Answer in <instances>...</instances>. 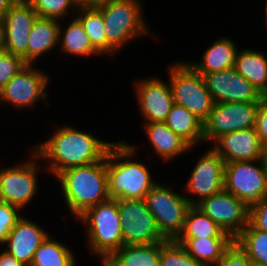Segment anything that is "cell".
Here are the masks:
<instances>
[{"label":"cell","mask_w":267,"mask_h":266,"mask_svg":"<svg viewBox=\"0 0 267 266\" xmlns=\"http://www.w3.org/2000/svg\"><path fill=\"white\" fill-rule=\"evenodd\" d=\"M169 85L175 104L184 106L204 122L214 106L204 76L187 62H176L168 67Z\"/></svg>","instance_id":"6"},{"label":"cell","mask_w":267,"mask_h":266,"mask_svg":"<svg viewBox=\"0 0 267 266\" xmlns=\"http://www.w3.org/2000/svg\"><path fill=\"white\" fill-rule=\"evenodd\" d=\"M235 70L267 97V57L262 51L243 49L237 52Z\"/></svg>","instance_id":"24"},{"label":"cell","mask_w":267,"mask_h":266,"mask_svg":"<svg viewBox=\"0 0 267 266\" xmlns=\"http://www.w3.org/2000/svg\"><path fill=\"white\" fill-rule=\"evenodd\" d=\"M258 102H218L203 122L204 141H215L220 136L237 130L255 128Z\"/></svg>","instance_id":"10"},{"label":"cell","mask_w":267,"mask_h":266,"mask_svg":"<svg viewBox=\"0 0 267 266\" xmlns=\"http://www.w3.org/2000/svg\"><path fill=\"white\" fill-rule=\"evenodd\" d=\"M185 250L201 265L216 266L224 252L234 242L233 238L176 239Z\"/></svg>","instance_id":"25"},{"label":"cell","mask_w":267,"mask_h":266,"mask_svg":"<svg viewBox=\"0 0 267 266\" xmlns=\"http://www.w3.org/2000/svg\"><path fill=\"white\" fill-rule=\"evenodd\" d=\"M164 122L191 147L204 142L203 122L184 106L174 103Z\"/></svg>","instance_id":"26"},{"label":"cell","mask_w":267,"mask_h":266,"mask_svg":"<svg viewBox=\"0 0 267 266\" xmlns=\"http://www.w3.org/2000/svg\"><path fill=\"white\" fill-rule=\"evenodd\" d=\"M17 0H0V22L4 18L6 12Z\"/></svg>","instance_id":"40"},{"label":"cell","mask_w":267,"mask_h":266,"mask_svg":"<svg viewBox=\"0 0 267 266\" xmlns=\"http://www.w3.org/2000/svg\"><path fill=\"white\" fill-rule=\"evenodd\" d=\"M161 242L145 245H124L101 266H159Z\"/></svg>","instance_id":"23"},{"label":"cell","mask_w":267,"mask_h":266,"mask_svg":"<svg viewBox=\"0 0 267 266\" xmlns=\"http://www.w3.org/2000/svg\"><path fill=\"white\" fill-rule=\"evenodd\" d=\"M25 65L21 57L2 49L0 51V90Z\"/></svg>","instance_id":"34"},{"label":"cell","mask_w":267,"mask_h":266,"mask_svg":"<svg viewBox=\"0 0 267 266\" xmlns=\"http://www.w3.org/2000/svg\"><path fill=\"white\" fill-rule=\"evenodd\" d=\"M144 199L161 234L167 240H176L184 229L186 213L191 207L186 196L157 182Z\"/></svg>","instance_id":"7"},{"label":"cell","mask_w":267,"mask_h":266,"mask_svg":"<svg viewBox=\"0 0 267 266\" xmlns=\"http://www.w3.org/2000/svg\"><path fill=\"white\" fill-rule=\"evenodd\" d=\"M60 22L56 19L37 18L29 33L27 64L34 62L45 52L52 51L59 45Z\"/></svg>","instance_id":"22"},{"label":"cell","mask_w":267,"mask_h":266,"mask_svg":"<svg viewBox=\"0 0 267 266\" xmlns=\"http://www.w3.org/2000/svg\"><path fill=\"white\" fill-rule=\"evenodd\" d=\"M0 266H25V265L4 250L2 253H0Z\"/></svg>","instance_id":"39"},{"label":"cell","mask_w":267,"mask_h":266,"mask_svg":"<svg viewBox=\"0 0 267 266\" xmlns=\"http://www.w3.org/2000/svg\"><path fill=\"white\" fill-rule=\"evenodd\" d=\"M39 18L59 20L65 17L71 8L77 10V0H27ZM69 10V11H68Z\"/></svg>","instance_id":"33"},{"label":"cell","mask_w":267,"mask_h":266,"mask_svg":"<svg viewBox=\"0 0 267 266\" xmlns=\"http://www.w3.org/2000/svg\"><path fill=\"white\" fill-rule=\"evenodd\" d=\"M30 266H76L73 251L49 237L35 251Z\"/></svg>","instance_id":"30"},{"label":"cell","mask_w":267,"mask_h":266,"mask_svg":"<svg viewBox=\"0 0 267 266\" xmlns=\"http://www.w3.org/2000/svg\"><path fill=\"white\" fill-rule=\"evenodd\" d=\"M249 223L254 228L267 232V197L249 209Z\"/></svg>","instance_id":"37"},{"label":"cell","mask_w":267,"mask_h":266,"mask_svg":"<svg viewBox=\"0 0 267 266\" xmlns=\"http://www.w3.org/2000/svg\"><path fill=\"white\" fill-rule=\"evenodd\" d=\"M224 189L242 200L249 209L267 197V171L262 158L225 163Z\"/></svg>","instance_id":"8"},{"label":"cell","mask_w":267,"mask_h":266,"mask_svg":"<svg viewBox=\"0 0 267 266\" xmlns=\"http://www.w3.org/2000/svg\"><path fill=\"white\" fill-rule=\"evenodd\" d=\"M250 264L248 255L233 242L216 266H250Z\"/></svg>","instance_id":"36"},{"label":"cell","mask_w":267,"mask_h":266,"mask_svg":"<svg viewBox=\"0 0 267 266\" xmlns=\"http://www.w3.org/2000/svg\"><path fill=\"white\" fill-rule=\"evenodd\" d=\"M79 5H83V0H77Z\"/></svg>","instance_id":"45"},{"label":"cell","mask_w":267,"mask_h":266,"mask_svg":"<svg viewBox=\"0 0 267 266\" xmlns=\"http://www.w3.org/2000/svg\"><path fill=\"white\" fill-rule=\"evenodd\" d=\"M135 146L126 141L113 143L106 153L108 192L111 199H144L157 183L147 166L137 161Z\"/></svg>","instance_id":"2"},{"label":"cell","mask_w":267,"mask_h":266,"mask_svg":"<svg viewBox=\"0 0 267 266\" xmlns=\"http://www.w3.org/2000/svg\"><path fill=\"white\" fill-rule=\"evenodd\" d=\"M62 189V198L76 218L88 208L110 199L106 171V155L90 165L75 166L56 176Z\"/></svg>","instance_id":"3"},{"label":"cell","mask_w":267,"mask_h":266,"mask_svg":"<svg viewBox=\"0 0 267 266\" xmlns=\"http://www.w3.org/2000/svg\"><path fill=\"white\" fill-rule=\"evenodd\" d=\"M250 266H267V265H264V264H261V263H258V262H252L251 261Z\"/></svg>","instance_id":"44"},{"label":"cell","mask_w":267,"mask_h":266,"mask_svg":"<svg viewBox=\"0 0 267 266\" xmlns=\"http://www.w3.org/2000/svg\"><path fill=\"white\" fill-rule=\"evenodd\" d=\"M239 50L234 42L227 38H219L211 46L206 48L201 62L187 63L199 74L204 76L208 73L227 70L235 66L236 55Z\"/></svg>","instance_id":"21"},{"label":"cell","mask_w":267,"mask_h":266,"mask_svg":"<svg viewBox=\"0 0 267 266\" xmlns=\"http://www.w3.org/2000/svg\"><path fill=\"white\" fill-rule=\"evenodd\" d=\"M49 75L37 70L33 64H26L0 90V103H10L15 108L33 107L37 100H45L48 94Z\"/></svg>","instance_id":"13"},{"label":"cell","mask_w":267,"mask_h":266,"mask_svg":"<svg viewBox=\"0 0 267 266\" xmlns=\"http://www.w3.org/2000/svg\"><path fill=\"white\" fill-rule=\"evenodd\" d=\"M59 27V37L61 40V51L71 55L90 56L100 55L92 46L89 36L86 34L81 22L74 17L67 28L63 31ZM63 32V33H62Z\"/></svg>","instance_id":"29"},{"label":"cell","mask_w":267,"mask_h":266,"mask_svg":"<svg viewBox=\"0 0 267 266\" xmlns=\"http://www.w3.org/2000/svg\"><path fill=\"white\" fill-rule=\"evenodd\" d=\"M224 164L222 157L212 147L201 155L185 185L187 193L199 197L197 200L195 197H186L191 206L224 189Z\"/></svg>","instance_id":"14"},{"label":"cell","mask_w":267,"mask_h":266,"mask_svg":"<svg viewBox=\"0 0 267 266\" xmlns=\"http://www.w3.org/2000/svg\"><path fill=\"white\" fill-rule=\"evenodd\" d=\"M147 138L155 154L163 161H170L192 148L184 139L174 133L165 122L144 123Z\"/></svg>","instance_id":"20"},{"label":"cell","mask_w":267,"mask_h":266,"mask_svg":"<svg viewBox=\"0 0 267 266\" xmlns=\"http://www.w3.org/2000/svg\"><path fill=\"white\" fill-rule=\"evenodd\" d=\"M77 219L87 226L88 246L102 261L124 246L117 199L98 203Z\"/></svg>","instance_id":"4"},{"label":"cell","mask_w":267,"mask_h":266,"mask_svg":"<svg viewBox=\"0 0 267 266\" xmlns=\"http://www.w3.org/2000/svg\"><path fill=\"white\" fill-rule=\"evenodd\" d=\"M17 166L0 169V195L2 201L24 209L38 192L37 154Z\"/></svg>","instance_id":"11"},{"label":"cell","mask_w":267,"mask_h":266,"mask_svg":"<svg viewBox=\"0 0 267 266\" xmlns=\"http://www.w3.org/2000/svg\"><path fill=\"white\" fill-rule=\"evenodd\" d=\"M77 11L76 18L89 36L93 48L101 55H114L116 51L107 43L102 12L95 5H79Z\"/></svg>","instance_id":"27"},{"label":"cell","mask_w":267,"mask_h":266,"mask_svg":"<svg viewBox=\"0 0 267 266\" xmlns=\"http://www.w3.org/2000/svg\"><path fill=\"white\" fill-rule=\"evenodd\" d=\"M135 88L145 123L164 122L174 104L169 83L156 77L145 78L139 80Z\"/></svg>","instance_id":"17"},{"label":"cell","mask_w":267,"mask_h":266,"mask_svg":"<svg viewBox=\"0 0 267 266\" xmlns=\"http://www.w3.org/2000/svg\"><path fill=\"white\" fill-rule=\"evenodd\" d=\"M37 18L27 0H17L1 21L3 49L21 57L26 64L29 33Z\"/></svg>","instance_id":"15"},{"label":"cell","mask_w":267,"mask_h":266,"mask_svg":"<svg viewBox=\"0 0 267 266\" xmlns=\"http://www.w3.org/2000/svg\"><path fill=\"white\" fill-rule=\"evenodd\" d=\"M22 211L19 207L10 205L4 201L0 202V244H2L10 230L16 225L22 217L18 212Z\"/></svg>","instance_id":"35"},{"label":"cell","mask_w":267,"mask_h":266,"mask_svg":"<svg viewBox=\"0 0 267 266\" xmlns=\"http://www.w3.org/2000/svg\"><path fill=\"white\" fill-rule=\"evenodd\" d=\"M204 79L214 103L258 102L266 98L234 67L205 74Z\"/></svg>","instance_id":"16"},{"label":"cell","mask_w":267,"mask_h":266,"mask_svg":"<svg viewBox=\"0 0 267 266\" xmlns=\"http://www.w3.org/2000/svg\"><path fill=\"white\" fill-rule=\"evenodd\" d=\"M159 266H201L176 240L161 242Z\"/></svg>","instance_id":"32"},{"label":"cell","mask_w":267,"mask_h":266,"mask_svg":"<svg viewBox=\"0 0 267 266\" xmlns=\"http://www.w3.org/2000/svg\"><path fill=\"white\" fill-rule=\"evenodd\" d=\"M234 242L252 262L267 265V232L258 230L249 223Z\"/></svg>","instance_id":"31"},{"label":"cell","mask_w":267,"mask_h":266,"mask_svg":"<svg viewBox=\"0 0 267 266\" xmlns=\"http://www.w3.org/2000/svg\"><path fill=\"white\" fill-rule=\"evenodd\" d=\"M48 237L43 228L22 216L2 244L7 245L5 251L15 259L30 266L35 251Z\"/></svg>","instance_id":"19"},{"label":"cell","mask_w":267,"mask_h":266,"mask_svg":"<svg viewBox=\"0 0 267 266\" xmlns=\"http://www.w3.org/2000/svg\"><path fill=\"white\" fill-rule=\"evenodd\" d=\"M265 11H266V13H265L266 15L265 16H266V25H267V8H265Z\"/></svg>","instance_id":"46"},{"label":"cell","mask_w":267,"mask_h":266,"mask_svg":"<svg viewBox=\"0 0 267 266\" xmlns=\"http://www.w3.org/2000/svg\"><path fill=\"white\" fill-rule=\"evenodd\" d=\"M107 0H83V5H97Z\"/></svg>","instance_id":"42"},{"label":"cell","mask_w":267,"mask_h":266,"mask_svg":"<svg viewBox=\"0 0 267 266\" xmlns=\"http://www.w3.org/2000/svg\"><path fill=\"white\" fill-rule=\"evenodd\" d=\"M212 148L225 163L235 161H253L262 158L263 145L255 128L227 133L214 141Z\"/></svg>","instance_id":"18"},{"label":"cell","mask_w":267,"mask_h":266,"mask_svg":"<svg viewBox=\"0 0 267 266\" xmlns=\"http://www.w3.org/2000/svg\"><path fill=\"white\" fill-rule=\"evenodd\" d=\"M3 49V32H2V24L0 22V51Z\"/></svg>","instance_id":"43"},{"label":"cell","mask_w":267,"mask_h":266,"mask_svg":"<svg viewBox=\"0 0 267 266\" xmlns=\"http://www.w3.org/2000/svg\"><path fill=\"white\" fill-rule=\"evenodd\" d=\"M255 130L259 136L261 144L263 146L267 145V97L258 107Z\"/></svg>","instance_id":"38"},{"label":"cell","mask_w":267,"mask_h":266,"mask_svg":"<svg viewBox=\"0 0 267 266\" xmlns=\"http://www.w3.org/2000/svg\"><path fill=\"white\" fill-rule=\"evenodd\" d=\"M262 160H263V163H264V167H265V169L267 171V145L263 146Z\"/></svg>","instance_id":"41"},{"label":"cell","mask_w":267,"mask_h":266,"mask_svg":"<svg viewBox=\"0 0 267 266\" xmlns=\"http://www.w3.org/2000/svg\"><path fill=\"white\" fill-rule=\"evenodd\" d=\"M196 207L233 239L249 224V208L225 189L203 199Z\"/></svg>","instance_id":"12"},{"label":"cell","mask_w":267,"mask_h":266,"mask_svg":"<svg viewBox=\"0 0 267 266\" xmlns=\"http://www.w3.org/2000/svg\"><path fill=\"white\" fill-rule=\"evenodd\" d=\"M231 238L196 206H191L185 217V225L177 239Z\"/></svg>","instance_id":"28"},{"label":"cell","mask_w":267,"mask_h":266,"mask_svg":"<svg viewBox=\"0 0 267 266\" xmlns=\"http://www.w3.org/2000/svg\"><path fill=\"white\" fill-rule=\"evenodd\" d=\"M113 142H105L74 127H58L46 141L32 149L38 159L50 162L46 169L56 176L62 170L102 160Z\"/></svg>","instance_id":"1"},{"label":"cell","mask_w":267,"mask_h":266,"mask_svg":"<svg viewBox=\"0 0 267 266\" xmlns=\"http://www.w3.org/2000/svg\"><path fill=\"white\" fill-rule=\"evenodd\" d=\"M95 6L102 12L107 43L116 52L135 37L150 33L141 0H107Z\"/></svg>","instance_id":"5"},{"label":"cell","mask_w":267,"mask_h":266,"mask_svg":"<svg viewBox=\"0 0 267 266\" xmlns=\"http://www.w3.org/2000/svg\"><path fill=\"white\" fill-rule=\"evenodd\" d=\"M124 245H145L167 241L145 199H117Z\"/></svg>","instance_id":"9"}]
</instances>
